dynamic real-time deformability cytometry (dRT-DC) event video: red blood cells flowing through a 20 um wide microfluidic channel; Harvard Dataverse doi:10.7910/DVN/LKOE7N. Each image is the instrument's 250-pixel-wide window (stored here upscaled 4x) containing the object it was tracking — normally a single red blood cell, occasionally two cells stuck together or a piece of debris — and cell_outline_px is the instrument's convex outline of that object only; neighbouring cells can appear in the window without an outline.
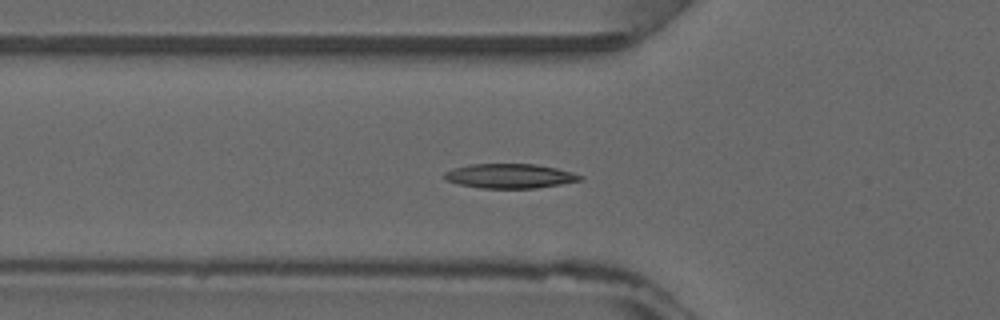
{"species": "common noctule bat (a hibernating species)", "species_latin": "Nyctalus noctula", "temperature_condition": "warm", "stored_images_in_passage": 4, "camera_frame_rate_fps": 3000, "um_per_image_px": 0.085, "animal": {"sex": "male", "forearm_length_mm": 52.5}, "frame": {"image": 1, "passage_image": 4, "time_ms": 1.0, "image_size_px": [1000, 320], "cell_outline_px": [[584, 176], [580, 180], [560, 184], [536, 188], [480, 188], [460, 184], [444, 180], [444, 172], [452, 168], [468, 164], [536, 164], [556, 168], [572, 172]], "centroid_in_image_um": [43.29, 14.95], "position_along_channel_um": 82.5, "area_um2": 19.36}}